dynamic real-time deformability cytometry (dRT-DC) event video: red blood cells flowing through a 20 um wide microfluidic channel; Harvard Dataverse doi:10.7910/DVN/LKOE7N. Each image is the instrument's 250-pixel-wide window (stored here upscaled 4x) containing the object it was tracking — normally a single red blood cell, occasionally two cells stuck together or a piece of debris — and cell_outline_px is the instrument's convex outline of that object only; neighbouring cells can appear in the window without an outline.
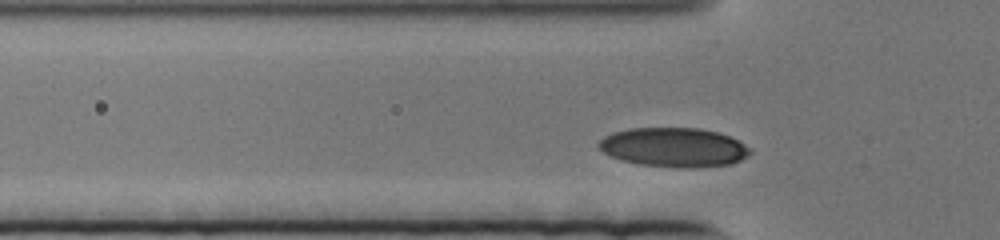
{"species": "human", "species_latin": "Homo sapiens", "temperature_condition": "cold", "stored_images_in_passage": 50, "camera_frame_rate_fps": 3000, "um_per_image_px": 0.085, "donor": {"sex": "female"}, "frame": {"image": 1, "passage_image": 8, "time_ms": 2.333, "image_size_px": [1000, 240], "cell_outline_px": [[752, 152], [748, 156], [732, 164], [696, 168], [680, 168], [640, 164], [620, 160], [604, 152], [596, 144], [604, 136], [612, 132], [628, 128], [700, 128], [716, 132], [728, 136], [752, 148]], "centroid_in_image_um": [57.28, 12.53], "position_along_channel_um": 68.5, "area_um2": 34.8}}
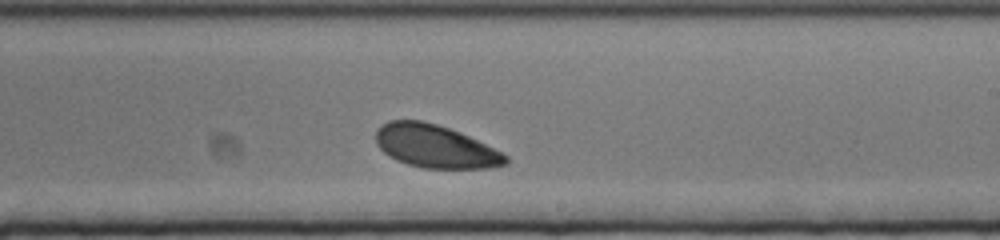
{"frame": {"image": 2, "passage_image": 32, "time_ms": 10.333, "image_size_px": [1000, 240], "cell_outline_px": [[508, 164], [488, 168], [424, 168], [408, 164], [396, 160], [388, 156], [376, 144], [376, 128], [380, 124], [388, 120], [420, 120], [436, 124], [460, 132], [508, 156]], "centroid_in_image_um": [36.94, 12.43], "position_along_channel_um": 252.1, "area_um2": 32.37}}
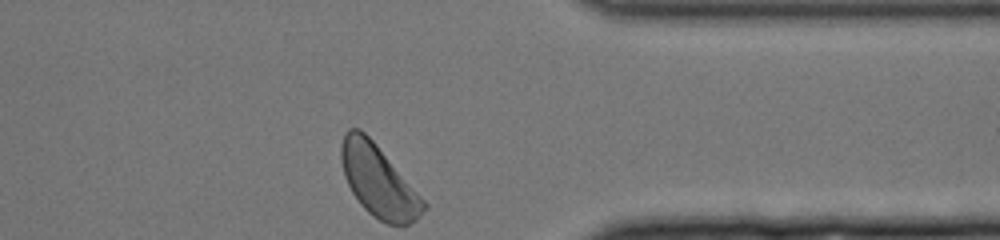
{"frame": {"image": 3, "passage_image": 50, "time_ms": 16.333, "image_size_px": [1000, 240], "cell_outline_px": [[428, 208], [416, 220], [408, 224], [388, 224], [372, 216], [360, 204], [352, 192], [344, 176], [340, 160], [340, 144], [344, 132], [348, 128], [360, 128], [376, 144], [428, 204]], "centroid_in_image_um": [32.15, 15.38], "position_along_channel_um": 379.3, "area_um2": 34.39}}